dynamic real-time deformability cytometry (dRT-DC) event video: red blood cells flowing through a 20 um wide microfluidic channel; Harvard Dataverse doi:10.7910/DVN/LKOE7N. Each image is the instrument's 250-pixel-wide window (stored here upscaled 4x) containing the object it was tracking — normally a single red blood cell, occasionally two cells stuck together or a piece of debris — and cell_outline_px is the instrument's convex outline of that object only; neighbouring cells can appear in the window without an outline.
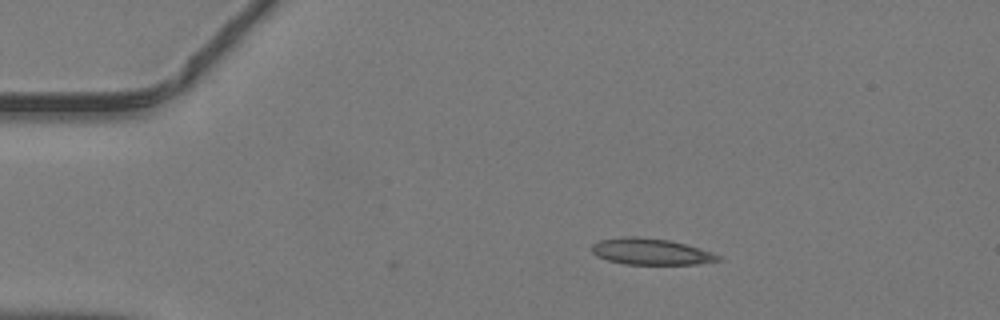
{"species": "common noctule bat (a hibernating species)", "species_latin": "Nyctalus noctula", "temperature_condition": "warm", "stored_images_in_passage": 5, "camera_frame_rate_fps": 3000, "um_per_image_px": 0.085, "animal": {"sex": "male", "body_mass_g": 19.2, "forearm_length_mm": 51.8}, "frame": {"image": 1, "passage_image": 5, "time_ms": 1.333, "image_size_px": [1000, 320], "cell_outline_px": [[724, 260], [696, 264], [624, 264], [608, 260], [596, 256], [592, 252], [592, 244], [600, 240], [624, 236], [636, 236], [672, 240], [712, 252], [720, 256]], "centroid_in_image_um": [55.33, 21.38], "position_along_channel_um": 29.7, "area_um2": 19.48}}